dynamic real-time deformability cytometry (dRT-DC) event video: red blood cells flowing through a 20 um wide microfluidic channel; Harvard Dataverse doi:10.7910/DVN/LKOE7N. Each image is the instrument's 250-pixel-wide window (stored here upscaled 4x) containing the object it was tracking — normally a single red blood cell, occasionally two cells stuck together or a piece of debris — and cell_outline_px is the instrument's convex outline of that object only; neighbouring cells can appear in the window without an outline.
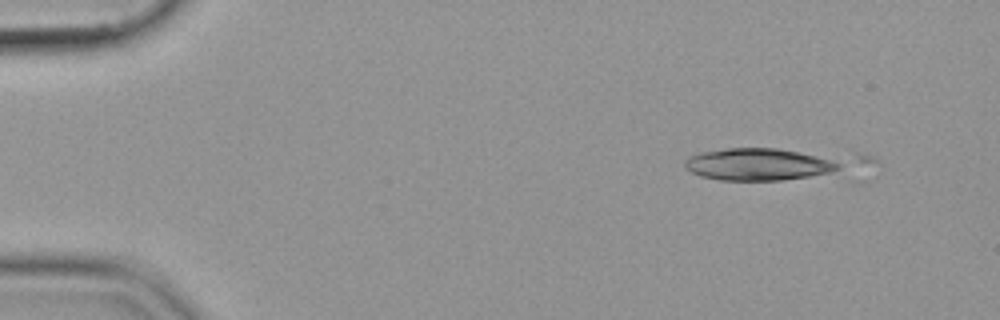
{"species": "common noctule bat (a hibernating species)", "species_latin": "Nyctalus noctula", "temperature_condition": "cold", "stored_images_in_passage": 8, "camera_frame_rate_fps": 3000, "um_per_image_px": 0.085, "animal": {"sex": "female", "body_mass_g": 19.9}, "frame": {"image": 1, "passage_image": 4, "time_ms": 1.0, "image_size_px": [1000, 320], "cell_outline_px": [[840, 168], [832, 172], [808, 176], [780, 180], [720, 180], [700, 176], [684, 168], [684, 164], [688, 156], [700, 152], [728, 148], [776, 148], [796, 152], [828, 160], [840, 164]], "centroid_in_image_um": [64.33, 13.98], "position_along_channel_um": 20.7, "area_um2": 28.21}}